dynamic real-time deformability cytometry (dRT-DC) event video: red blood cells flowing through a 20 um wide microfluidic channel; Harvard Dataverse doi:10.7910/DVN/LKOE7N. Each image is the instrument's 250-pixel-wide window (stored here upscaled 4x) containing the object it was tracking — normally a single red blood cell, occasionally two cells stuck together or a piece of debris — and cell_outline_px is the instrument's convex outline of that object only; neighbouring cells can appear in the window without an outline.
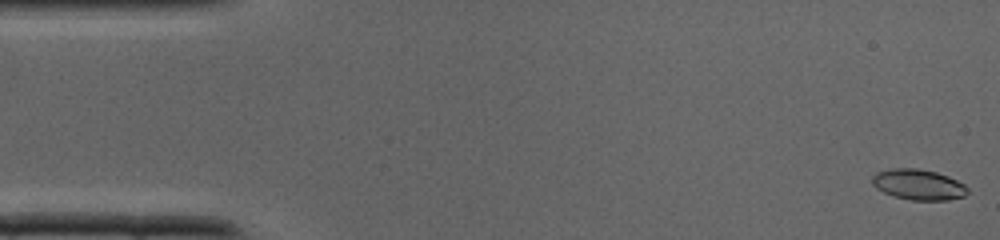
{"species": "common noctule bat (a hibernating species)", "species_latin": "Nyctalus noctula", "temperature_condition": "cold", "stored_images_in_passage": 37, "camera_frame_rate_fps": 3000, "um_per_image_px": 0.085, "animal": {"sex": "male", "body_mass_g": 19.0, "forearm_length_mm": 50.8}, "frame": {"image": 1, "passage_image": 1, "time_ms": 0.0, "image_size_px": [1000, 240], "cell_outline_px": [[968, 192], [964, 196], [948, 200], [912, 200], [892, 196], [876, 188], [872, 184], [872, 176], [876, 172], [892, 168], [916, 168], [936, 172], [948, 176], [964, 184], [968, 188]], "centroid_in_image_um": [78.05, 15.69], "position_along_channel_um": 7.0, "area_um2": 17.05}}
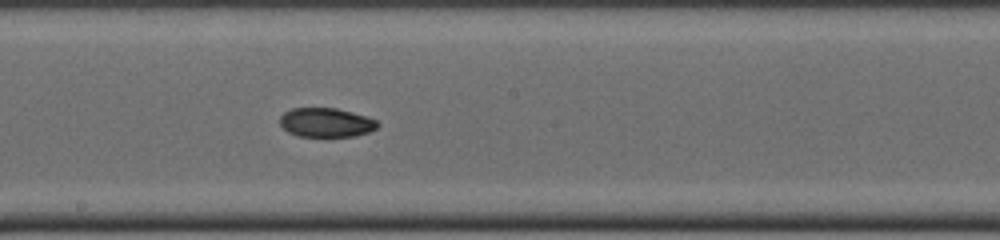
{"frame": {"image": 2, "passage_image": 20, "time_ms": 6.333, "image_size_px": [1000, 240], "cell_outline_px": [[380, 124], [376, 128], [368, 132], [356, 136], [300, 136], [288, 132], [280, 124], [280, 116], [284, 112], [292, 108], [336, 108], [352, 112], [376, 120]], "centroid_in_image_um": [27.71, 10.41], "position_along_channel_um": 220.5, "area_um2": 16.47}}
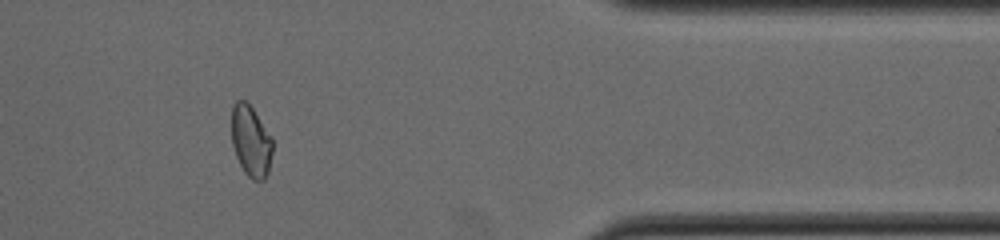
{"frame": {"image": 3, "passage_image": 31, "time_ms": 10.0, "image_size_px": [1000, 240], "cell_outline_px": [[272, 152], [268, 172], [264, 180], [252, 180], [244, 172], [236, 156], [232, 144], [232, 108], [236, 100], [244, 100], [252, 108], [272, 136]], "centroid_in_image_um": [21.33, 12.01], "position_along_channel_um": 390.1, "area_um2": 16.94}}